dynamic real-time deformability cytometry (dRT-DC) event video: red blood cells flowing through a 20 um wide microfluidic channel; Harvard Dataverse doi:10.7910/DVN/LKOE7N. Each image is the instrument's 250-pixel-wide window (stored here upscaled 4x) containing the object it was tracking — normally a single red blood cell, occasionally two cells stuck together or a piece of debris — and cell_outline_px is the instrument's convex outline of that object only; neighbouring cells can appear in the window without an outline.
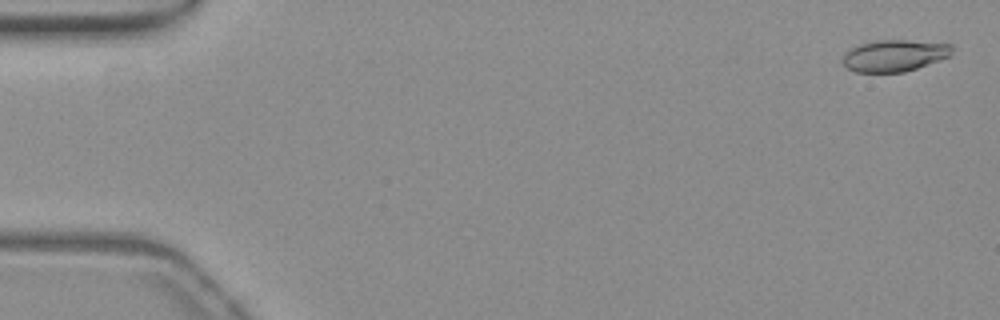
{"species": "common noctule bat (a hibernating species)", "species_latin": "Nyctalus noctula", "temperature_condition": "warm", "stored_images_in_passage": 10, "camera_frame_rate_fps": 3000, "um_per_image_px": 0.085, "animal": {"sex": "female", "body_mass_g": 19.3, "forearm_length_mm": 54.1}, "frame": {"image": 1, "passage_image": 2, "time_ms": 0.333, "image_size_px": [1000, 320], "cell_outline_px": [[952, 52], [948, 56], [916, 68], [904, 72], [856, 72], [848, 68], [844, 64], [844, 52], [848, 48], [872, 40], [908, 40], [952, 44]], "centroid_in_image_um": [75.98, 4.71], "position_along_channel_um": 9.0, "area_um2": 20.06}}